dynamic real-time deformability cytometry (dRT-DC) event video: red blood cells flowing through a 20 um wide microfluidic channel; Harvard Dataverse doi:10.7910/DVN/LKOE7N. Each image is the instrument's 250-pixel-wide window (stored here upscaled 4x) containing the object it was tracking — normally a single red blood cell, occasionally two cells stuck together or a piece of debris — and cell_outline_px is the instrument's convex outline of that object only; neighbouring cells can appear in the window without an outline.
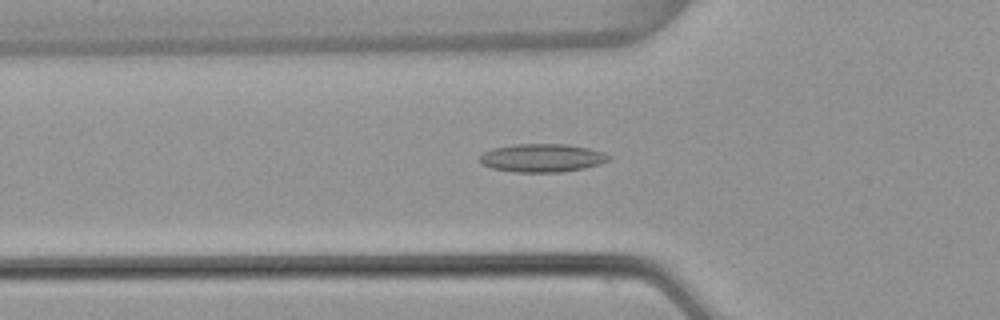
{"species": "common noctule bat (a hibernating species)", "species_latin": "Nyctalus noctula", "temperature_condition": "warm", "stored_images_in_passage": 53, "camera_frame_rate_fps": 3000, "um_per_image_px": 0.085, "animal": {"sex": "female", "body_mass_g": 22.7, "forearm_length_mm": 54.2}, "frame": {"image": 1, "passage_image": 18, "time_ms": 5.667, "image_size_px": [1000, 320], "cell_outline_px": [[612, 160], [600, 164], [584, 168], [560, 172], [512, 172], [492, 168], [480, 164], [480, 156], [484, 152], [492, 148], [516, 144], [568, 144], [588, 148], [604, 152], [612, 156]], "centroid_in_image_um": [46.11, 13.42], "position_along_channel_um": 79.7, "area_um2": 21.44}}
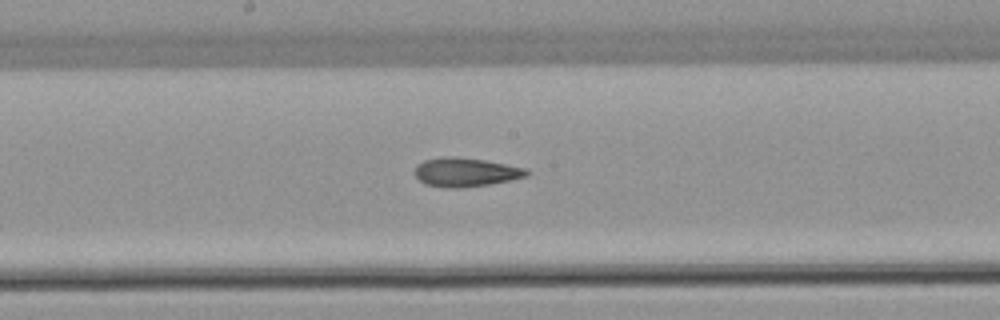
{"frame": {"image": 2, "passage_image": 28, "time_ms": 9.0, "image_size_px": [1000, 320], "cell_outline_px": [[532, 172], [528, 176], [488, 184], [464, 188], [444, 188], [424, 184], [416, 176], [416, 164], [424, 160], [444, 156], [456, 156], [484, 160], [528, 168]], "centroid_in_image_um": [39.59, 14.63], "position_along_channel_um": 208.6, "area_um2": 19.02}}
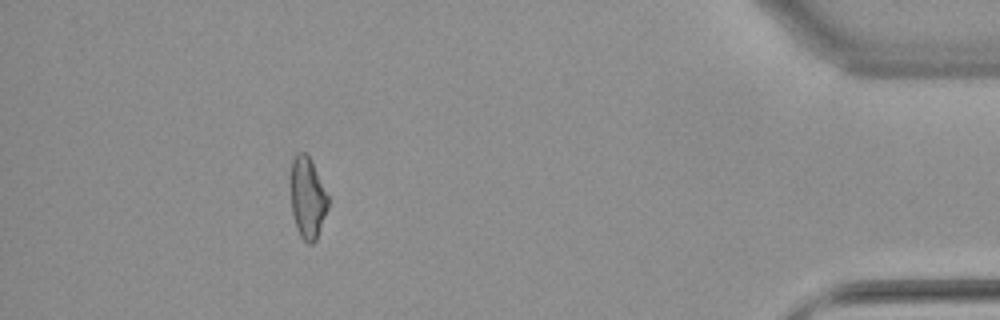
{"frame": {"image": 3, "passage_image": 48, "time_ms": 15.667, "image_size_px": [1000, 320], "cell_outline_px": [[328, 208], [316, 240], [312, 244], [308, 244], [300, 236], [296, 228], [292, 212], [288, 184], [288, 176], [292, 160], [296, 152], [304, 152], [308, 156], [328, 196]], "centroid_in_image_um": [26.07, 16.81], "position_along_channel_um": 409.1, "area_um2": 18.09}, "authors_computed_cell_mechanics": {"area_um2": 19.0162, "velocity_mm_per_s": 3.8461, "shape_relaxation_time_tau1_ms": null, "shape_relaxation_time_tau2_ms": 3.2545, "deformation_change_tau1": null, "deformation_change_tau2": 0.126}}